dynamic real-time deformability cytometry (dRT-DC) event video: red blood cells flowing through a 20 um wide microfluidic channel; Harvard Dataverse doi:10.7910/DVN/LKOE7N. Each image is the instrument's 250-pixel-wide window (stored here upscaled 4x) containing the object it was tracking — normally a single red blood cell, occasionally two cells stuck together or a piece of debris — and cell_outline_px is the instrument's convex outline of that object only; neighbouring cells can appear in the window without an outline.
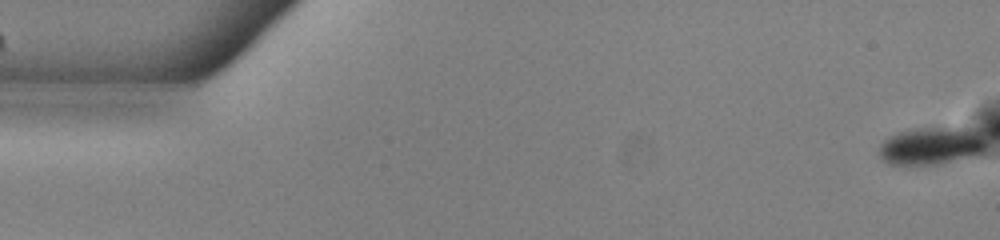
{"species": "common noctule bat (a hibernating species)", "species_latin": "Nyctalus noctula", "temperature_condition": "warm", "stored_images_in_passage": 50, "camera_frame_rate_fps": 3000, "um_per_image_px": 0.085, "animal": {"sex": "male", "body_mass_g": 13.0, "forearm_length_mm": 53.1}, "frame": {"image": 1, "passage_image": 1, "time_ms": 0.0, "image_size_px": [1000, 240], "cell_outline_px": [[984, 152], [976, 156], [940, 164], [888, 164], [880, 156], [880, 144], [888, 136], [900, 132], [916, 128], [960, 128], [980, 132], [984, 140]], "centroid_in_image_um": [79.17, 12.41], "position_along_channel_um": 5.8, "area_um2": 23.24}}
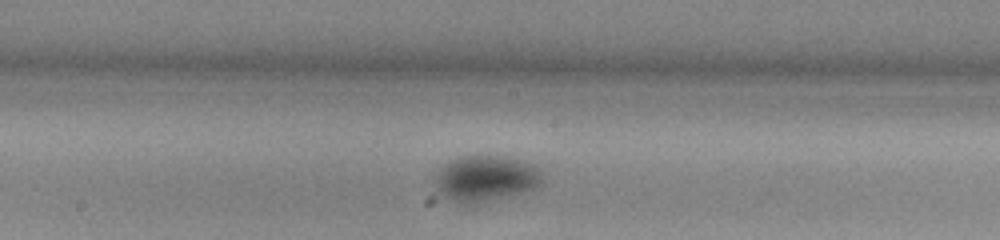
{"frame": {"image": 2, "passage_image": 28, "time_ms": 9.0, "image_size_px": [1000, 240], "cell_outline_px": [[540, 180], [532, 188], [520, 192], [468, 204], [464, 204], [444, 196], [436, 192], [436, 172], [444, 164], [460, 156], [508, 156], [524, 160], [532, 164], [540, 172]], "centroid_in_image_um": [41.21, 15.12], "position_along_channel_um": 207.0, "area_um2": 27.86}}
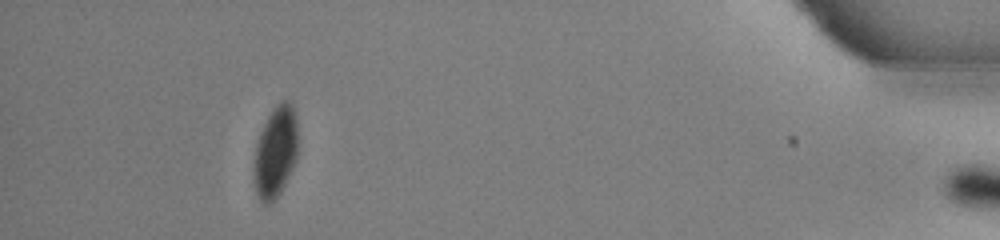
{"frame": {"image": 3, "passage_image": 49, "time_ms": 16.0, "image_size_px": [1000, 240], "cell_outline_px": [[296, 160], [276, 200], [268, 204], [264, 204], [260, 200], [256, 192], [252, 168], [256, 144], [260, 132], [272, 108], [280, 100], [288, 100], [292, 104], [296, 116]], "centroid_in_image_um": [23.39, 12.91], "position_along_channel_um": 411.8, "area_um2": 23.47}, "authors_computed_cell_mechanics": {"area_um2": 26.4146, "velocity_mm_per_s": 3.8867, "shape_relaxation_time_tau1_ms": null, "shape_relaxation_time_tau2_ms": 2.1042, "deformation_change_tau1": null, "deformation_change_tau2": 0.0129}}